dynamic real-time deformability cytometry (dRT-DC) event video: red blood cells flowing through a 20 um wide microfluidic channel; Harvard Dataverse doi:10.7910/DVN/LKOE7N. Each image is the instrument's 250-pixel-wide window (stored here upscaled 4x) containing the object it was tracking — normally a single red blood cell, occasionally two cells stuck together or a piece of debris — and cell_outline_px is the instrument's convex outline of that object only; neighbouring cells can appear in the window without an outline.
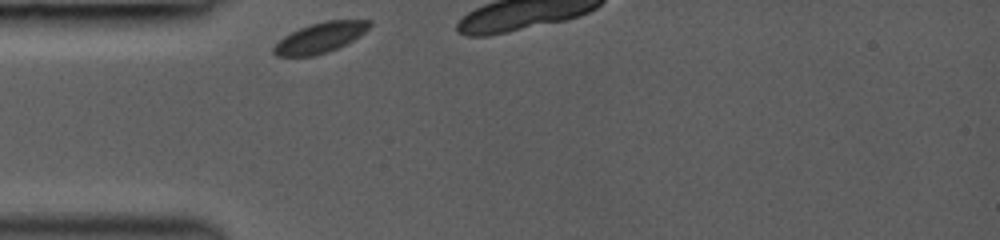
{"species": "common noctule bat (a hibernating species)", "species_latin": "Nyctalus noctula", "temperature_condition": "room temperature", "stored_images_in_passage": 6, "camera_frame_rate_fps": 3000, "um_per_image_px": 0.085, "animal": {"sex": "female", "body_mass_g": 19.0, "forearm_length_mm": 53.3}, "frame": {"image": 1, "passage_image": 1, "time_ms": 0.0, "image_size_px": [1000, 240], "cell_outline_px": [[372, 24], [360, 36], [328, 52], [316, 56], [276, 56], [272, 52], [272, 48], [284, 36], [300, 28], [324, 20], [372, 20]], "centroid_in_image_um": [27.21, 3.2], "position_along_channel_um": 57.8, "area_um2": 16.76}}